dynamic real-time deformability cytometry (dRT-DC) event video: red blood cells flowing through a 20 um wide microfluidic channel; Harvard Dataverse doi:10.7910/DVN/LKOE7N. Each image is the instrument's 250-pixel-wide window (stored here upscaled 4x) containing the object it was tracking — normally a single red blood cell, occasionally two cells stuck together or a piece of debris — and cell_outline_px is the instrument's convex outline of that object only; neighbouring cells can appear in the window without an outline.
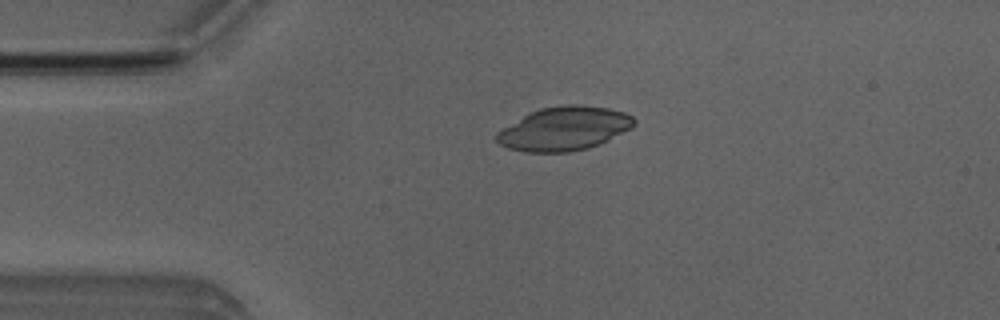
{"species": "Egyptian fruit bat (a non-hibernating species)", "species_latin": "Rousettus aegyptiacus", "temperature_condition": "room temperature", "stored_images_in_passage": 4, "camera_frame_rate_fps": 3000, "um_per_image_px": 0.085, "animal": {"sex": "male"}, "frame": {"image": 1, "passage_image": 2, "time_ms": 1.0, "image_size_px": [1000, 320], "cell_outline_px": [[636, 124], [632, 128], [600, 144], [588, 148], [568, 152], [524, 152], [508, 148], [500, 144], [496, 140], [496, 132], [528, 112], [540, 108], [564, 104], [580, 104], [608, 108], [624, 112], [632, 116], [636, 120]], "centroid_in_image_um": [47.96, 10.92], "position_along_channel_um": 37.0, "area_um2": 35.32}}